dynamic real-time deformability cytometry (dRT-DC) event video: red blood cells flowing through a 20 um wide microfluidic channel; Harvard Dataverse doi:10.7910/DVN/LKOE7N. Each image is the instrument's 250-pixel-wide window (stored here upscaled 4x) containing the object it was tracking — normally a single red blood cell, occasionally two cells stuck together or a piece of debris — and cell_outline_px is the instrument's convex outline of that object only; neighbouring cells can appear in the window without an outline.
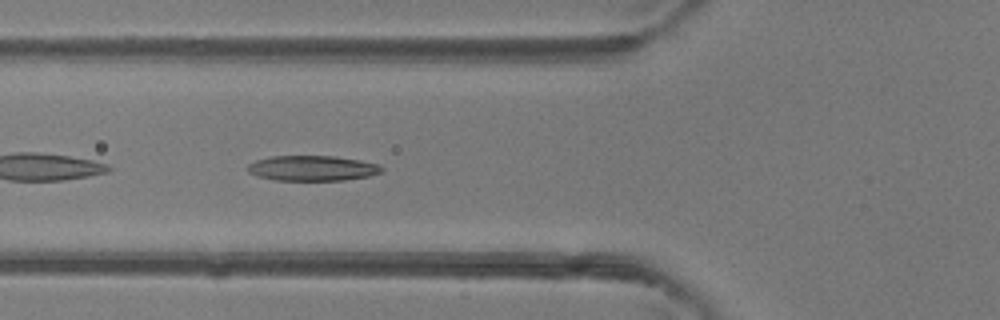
{"species": "common noctule bat (a hibernating species)", "species_latin": "Nyctalus noctula", "temperature_condition": "room temperature", "stored_images_in_passage": 35, "camera_frame_rate_fps": 3000, "um_per_image_px": 0.085, "animal": {"sex": "female"}, "frame": {"image": 1, "passage_image": 4, "time_ms": 1.0, "image_size_px": [1000, 320], "cell_outline_px": [[384, 168], [380, 172], [368, 176], [344, 180], [276, 180], [260, 176], [248, 172], [244, 168], [248, 164], [256, 160], [268, 156], [336, 156], [360, 160], [380, 164]], "centroid_in_image_um": [26.53, 14.28], "position_along_channel_um": 99.3, "area_um2": 19.77}}
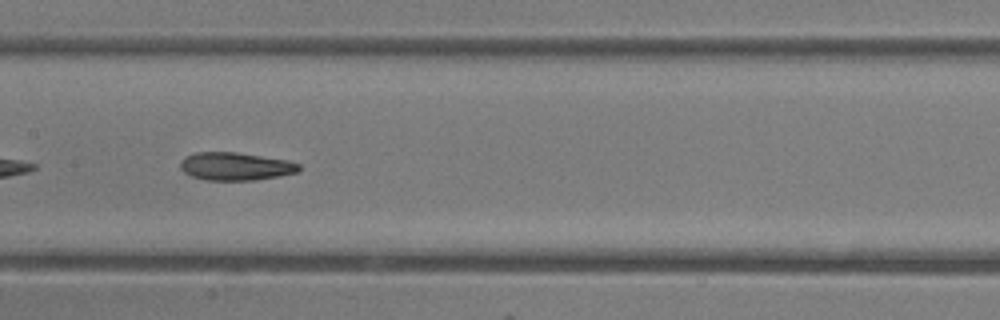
{"frame": {"image": 2, "passage_image": 10, "time_ms": 3.0, "image_size_px": [1000, 320], "cell_outline_px": [[300, 168], [296, 172], [280, 176], [256, 180], [204, 180], [192, 176], [184, 172], [180, 168], [180, 160], [184, 156], [196, 152], [236, 152], [288, 160], [300, 164]], "centroid_in_image_um": [19.99, 14.14], "position_along_channel_um": 187.4, "area_um2": 19.42}}
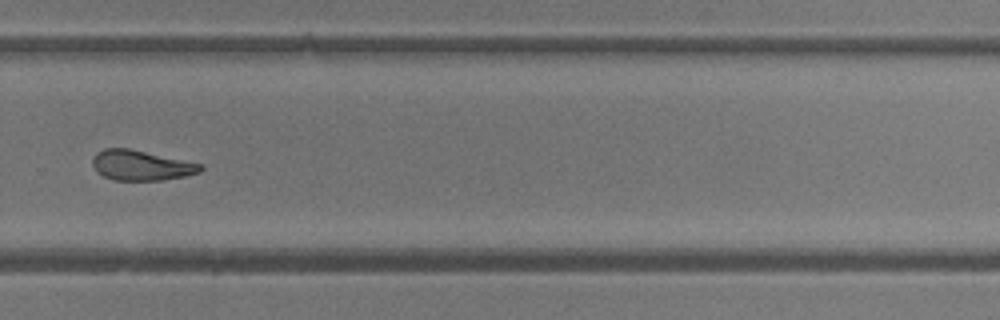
{"frame": {"image": 3, "passage_image": 19, "time_ms": 6.0, "image_size_px": [1000, 320], "cell_outline_px": [[204, 168], [200, 172], [184, 176], [164, 180], [112, 180], [96, 172], [92, 164], [92, 156], [96, 152], [104, 148], [128, 148], [204, 164]], "centroid_in_image_um": [11.98, 14.05], "position_along_channel_um": 317.8, "area_um2": 19.13}, "authors_computed_cell_mechanics": {"area_um2": 19.941, "velocity_mm_per_s": 4.3735, "shape_relaxation_time_tau1_ms": 5.4458, "shape_relaxation_time_tau2_ms": 2.0583, "deformation_change_tau1": 0.191, "deformation_change_tau2": 0.1037}}